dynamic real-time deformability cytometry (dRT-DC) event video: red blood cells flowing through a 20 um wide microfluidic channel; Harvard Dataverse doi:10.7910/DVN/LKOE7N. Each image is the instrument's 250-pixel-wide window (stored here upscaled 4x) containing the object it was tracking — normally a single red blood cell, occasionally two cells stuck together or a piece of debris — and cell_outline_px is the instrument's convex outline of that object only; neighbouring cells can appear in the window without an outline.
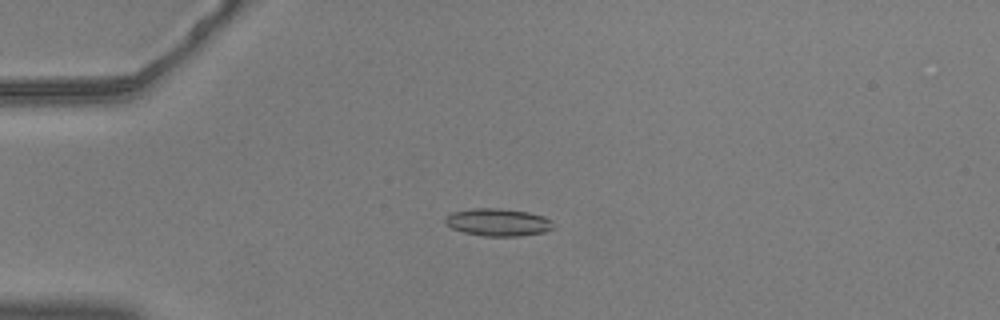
{"species": "common noctule bat (a hibernating species)", "species_latin": "Nyctalus noctula", "temperature_condition": "warm", "stored_images_in_passage": 55, "camera_frame_rate_fps": 3000, "um_per_image_px": 0.085, "animal": {"sex": "male", "body_mass_g": 20.5, "forearm_length_mm": 52.5}, "frame": {"image": 1, "passage_image": 14, "time_ms": 4.333, "image_size_px": [1000, 320], "cell_outline_px": [[552, 228], [544, 232], [520, 236], [484, 236], [464, 232], [452, 228], [444, 224], [444, 220], [452, 212], [472, 208], [500, 208], [528, 212], [544, 216], [552, 220]], "centroid_in_image_um": [42.32, 18.89], "position_along_channel_um": 42.7, "area_um2": 17.34}}
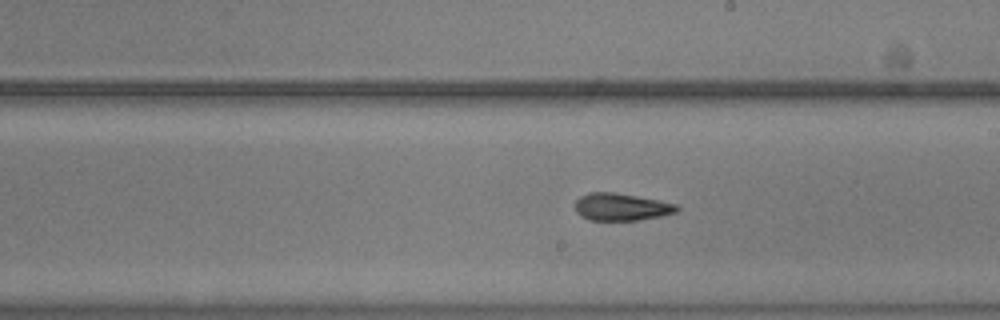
{"frame": {"image": 2, "passage_image": 32, "time_ms": 10.333, "image_size_px": [1000, 320], "cell_outline_px": [[680, 208], [676, 212], [660, 216], [636, 220], [588, 220], [580, 216], [576, 212], [576, 200], [580, 196], [588, 192], [616, 192], [660, 200], [676, 204]], "centroid_in_image_um": [52.79, 17.58], "position_along_channel_um": 236.2, "area_um2": 16.3}}
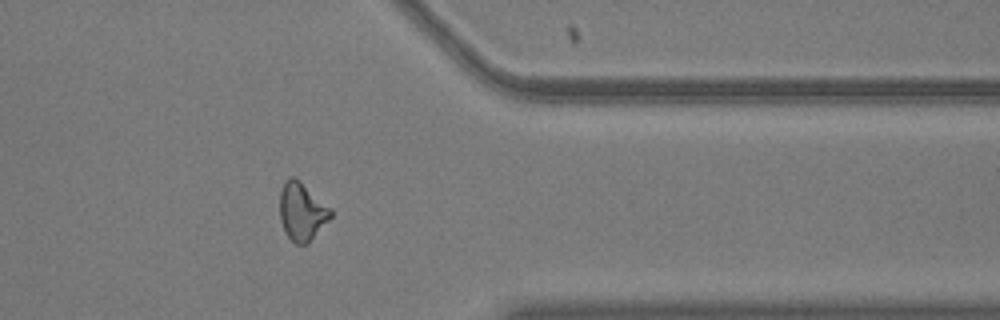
{"frame": {"image": 3, "passage_image": 45, "time_ms": 14.667, "image_size_px": [1000, 320], "cell_outline_px": [[332, 216], [308, 244], [296, 244], [288, 236], [280, 220], [280, 192], [284, 184], [292, 176], [300, 180], [332, 208]], "centroid_in_image_um": [25.69, 17.98], "position_along_channel_um": 385.7, "area_um2": 17.11}, "authors_computed_cell_mechanics": {"area_um2": 16.7042, "velocity_mm_per_s": 3.6832, "shape_relaxation_time_tau1_ms": 6.2705, "shape_relaxation_time_tau2_ms": 3.5108, "deformation_change_tau1": 0.1734, "deformation_change_tau2": 0.1282}}